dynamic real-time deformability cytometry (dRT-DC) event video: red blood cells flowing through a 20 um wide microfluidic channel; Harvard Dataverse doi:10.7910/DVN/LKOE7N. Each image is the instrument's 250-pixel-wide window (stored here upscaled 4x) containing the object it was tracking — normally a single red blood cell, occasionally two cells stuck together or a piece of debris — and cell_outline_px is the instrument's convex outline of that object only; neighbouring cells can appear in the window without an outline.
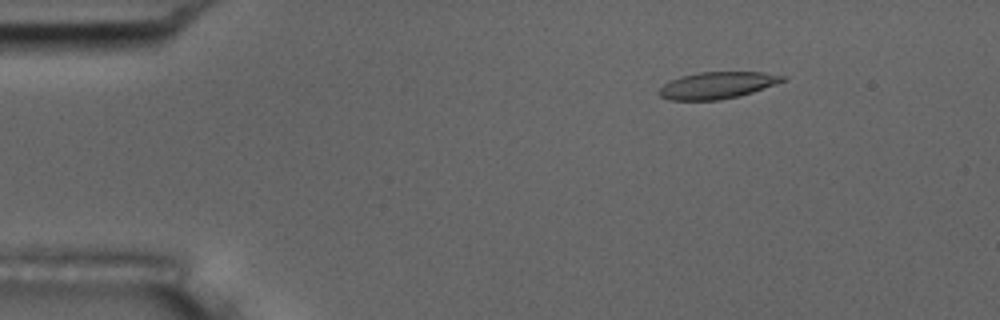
{"species": "common noctule bat (a hibernating species)", "species_latin": "Nyctalus noctula", "temperature_condition": "room temperature", "stored_images_in_passage": 51, "camera_frame_rate_fps": 3000, "um_per_image_px": 0.085, "animal": {"sex": "male", "body_mass_g": 17.5, "forearm_length_mm": 52.3}, "frame": {"image": 1, "passage_image": 5, "time_ms": 1.333, "image_size_px": [1000, 320], "cell_outline_px": [[788, 80], [740, 96], [720, 100], [668, 100], [660, 96], [656, 92], [664, 84], [680, 76], [700, 72], [764, 72], [788, 76]], "centroid_in_image_um": [60.99, 7.25], "position_along_channel_um": 24.0, "area_um2": 19.48}}
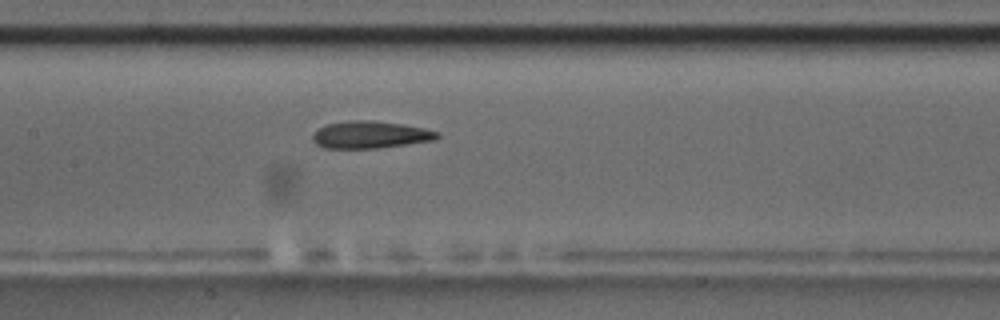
{"frame": {"image": 2, "passage_image": 23, "time_ms": 7.333, "image_size_px": [1000, 320], "cell_outline_px": [[440, 136], [436, 140], [380, 148], [324, 148], [316, 144], [312, 140], [312, 136], [320, 128], [328, 124], [348, 120], [372, 120], [404, 124], [424, 128], [440, 132]], "centroid_in_image_um": [31.52, 11.45], "position_along_channel_um": 175.9, "area_um2": 19.88}}
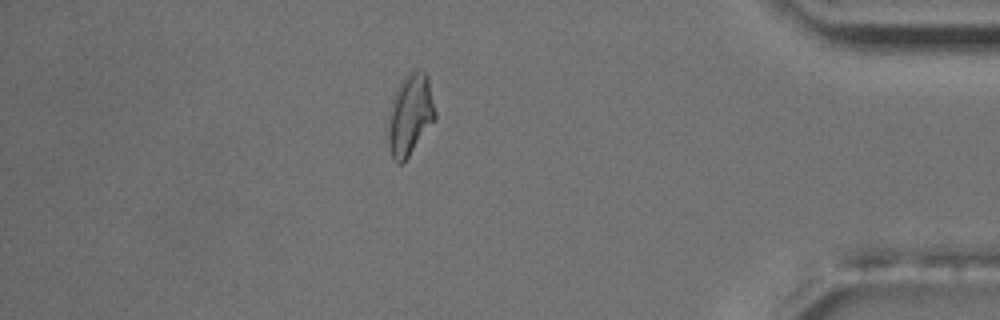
{"frame": {"image": 3, "passage_image": 44, "time_ms": 14.333, "image_size_px": [1000, 320], "cell_outline_px": [[436, 120], [408, 156], [400, 164], [396, 164], [392, 156], [388, 144], [388, 116], [392, 100], [396, 88], [400, 80], [412, 68], [416, 68], [428, 72], [436, 112]], "centroid_in_image_um": [34.88, 9.67], "position_along_channel_um": 400.3, "area_um2": 22.83}, "authors_computed_cell_mechanics": {"area_um2": 19.941, "velocity_mm_per_s": 3.7375, "shape_relaxation_time_tau1_ms": 9.7362, "shape_relaxation_time_tau2_ms": 2.893, "deformation_change_tau1": 0.2138, "deformation_change_tau2": 0.1114}}